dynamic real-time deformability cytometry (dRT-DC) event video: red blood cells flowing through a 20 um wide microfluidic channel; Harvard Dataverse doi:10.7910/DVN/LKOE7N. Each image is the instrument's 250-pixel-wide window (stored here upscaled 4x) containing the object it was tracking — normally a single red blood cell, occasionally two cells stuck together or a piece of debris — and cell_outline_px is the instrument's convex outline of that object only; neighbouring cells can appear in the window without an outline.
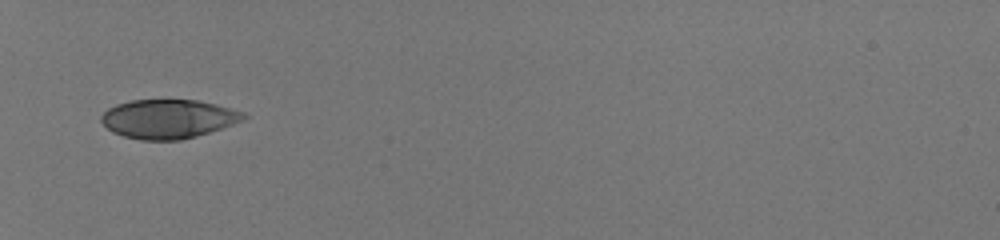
{"species": "human", "species_latin": "Homo sapiens", "temperature_condition": "room temperature", "stored_images_in_passage": 33, "camera_frame_rate_fps": 3000, "um_per_image_px": 0.085, "donor": {"sex": "male"}, "frame": {"image": 1, "passage_image": 1, "time_ms": 0.0, "image_size_px": [1000, 240], "cell_outline_px": [[248, 116], [244, 120], [196, 136], [180, 140], [140, 140], [124, 136], [112, 132], [100, 120], [100, 116], [108, 108], [116, 104], [132, 100], [196, 100], [216, 104], [244, 112]], "centroid_in_image_um": [14.29, 10.1], "position_along_channel_um": 70.7, "area_um2": 32.19}}
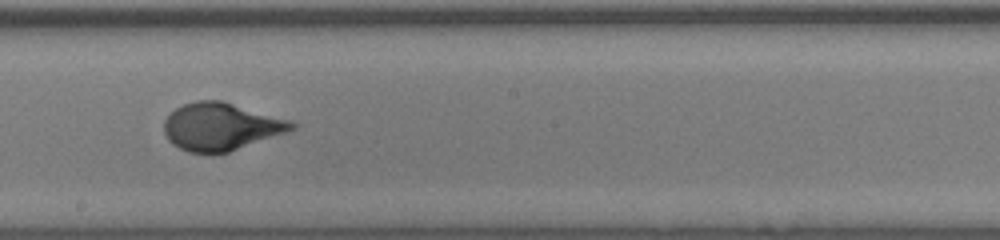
{"frame": {"image": 2, "passage_image": 14, "time_ms": 4.333, "image_size_px": [1000, 240], "cell_outline_px": [[296, 128], [228, 152], [188, 152], [172, 144], [168, 140], [164, 132], [164, 120], [176, 108], [184, 104], [196, 100], [220, 100], [292, 120], [296, 124]], "centroid_in_image_um": [18.76, 10.74], "position_along_channel_um": 229.4, "area_um2": 34.91}}
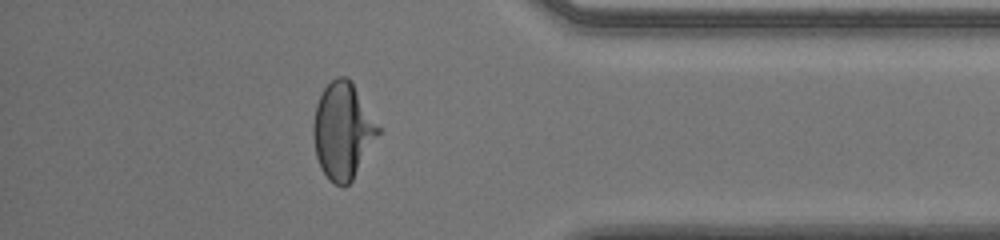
{"frame": {"image": 3, "passage_image": 28, "time_ms": 9.0, "image_size_px": [1000, 240], "cell_outline_px": [[384, 128], [352, 180], [344, 188], [328, 180], [320, 168], [316, 156], [312, 136], [312, 124], [316, 104], [324, 88], [336, 76], [344, 76], [352, 80]], "centroid_in_image_um": [29.18, 11.1], "position_along_channel_um": 406.0, "area_um2": 37.57}}